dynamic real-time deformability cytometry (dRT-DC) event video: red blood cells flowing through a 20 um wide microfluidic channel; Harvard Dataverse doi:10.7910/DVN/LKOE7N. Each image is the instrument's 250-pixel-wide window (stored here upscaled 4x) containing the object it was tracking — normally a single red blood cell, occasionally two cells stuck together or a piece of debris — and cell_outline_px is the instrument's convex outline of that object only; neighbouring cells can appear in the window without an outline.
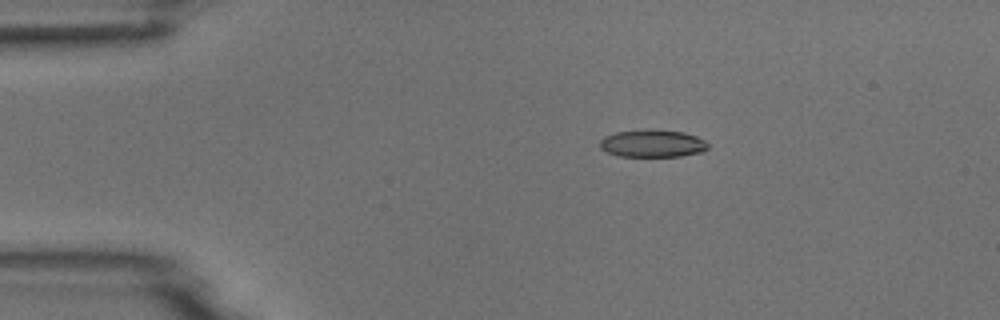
{"species": "common noctule bat (a hibernating species)", "species_latin": "Nyctalus noctula", "temperature_condition": "room temperature", "stored_images_in_passage": 8, "camera_frame_rate_fps": 3000, "um_per_image_px": 0.085, "animal": {"sex": "male", "body_mass_g": 18.8}, "frame": {"image": 1, "passage_image": 3, "time_ms": 2.333, "image_size_px": [1000, 320], "cell_outline_px": [[708, 148], [704, 152], [680, 156], [620, 156], [608, 152], [600, 148], [600, 140], [604, 136], [616, 132], [648, 128], [652, 128], [684, 132], [696, 136], [704, 140], [708, 144]], "centroid_in_image_um": [55.48, 12.17], "position_along_channel_um": 29.5, "area_um2": 17.57}}
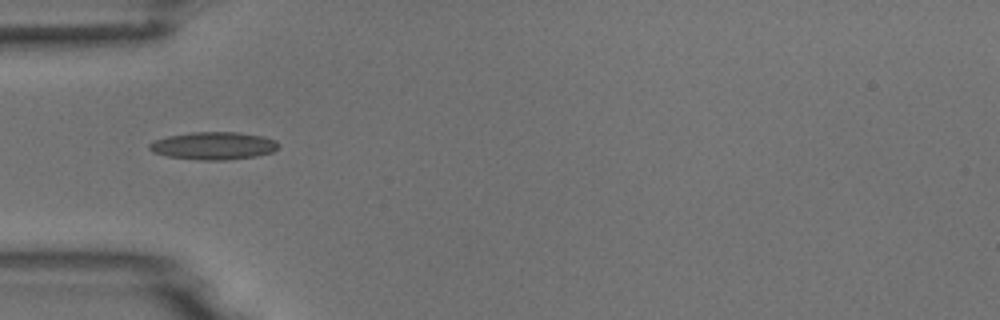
{"frame": {"image": 2, "passage_image": 5, "time_ms": 4.667, "image_size_px": [1000, 320], "cell_outline_px": [[276, 148], [272, 152], [256, 156], [228, 160], [200, 160], [168, 156], [152, 152], [148, 148], [148, 144], [152, 140], [168, 136], [192, 132], [236, 132], [264, 136], [276, 140]], "centroid_in_image_um": [18.1, 12.39], "position_along_channel_um": 66.9, "area_um2": 20.81}}